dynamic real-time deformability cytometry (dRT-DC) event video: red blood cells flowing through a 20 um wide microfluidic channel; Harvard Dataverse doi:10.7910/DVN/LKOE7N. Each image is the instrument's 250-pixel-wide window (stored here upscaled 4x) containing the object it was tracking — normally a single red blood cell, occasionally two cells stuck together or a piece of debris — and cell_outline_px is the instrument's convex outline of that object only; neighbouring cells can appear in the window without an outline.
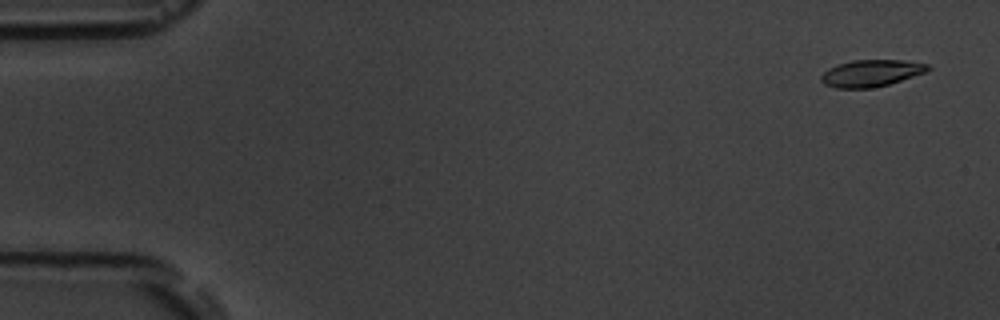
{"species": "common noctule bat (a hibernating species)", "species_latin": "Nyctalus noctula", "temperature_condition": "room temperature", "stored_images_in_passage": 4, "camera_frame_rate_fps": 3000, "um_per_image_px": 0.085, "animal": {"sex": "male", "body_mass_g": 19.5, "forearm_length_mm": 54.6}, "frame": {"image": 1, "passage_image": 1, "time_ms": 0.0, "image_size_px": [1000, 320], "cell_outline_px": [[932, 68], [924, 72], [888, 84], [872, 88], [836, 88], [824, 84], [820, 80], [820, 76], [828, 68], [852, 60], [904, 60], [928, 64]], "centroid_in_image_um": [74.02, 6.22], "position_along_channel_um": 11.0, "area_um2": 16.53}}